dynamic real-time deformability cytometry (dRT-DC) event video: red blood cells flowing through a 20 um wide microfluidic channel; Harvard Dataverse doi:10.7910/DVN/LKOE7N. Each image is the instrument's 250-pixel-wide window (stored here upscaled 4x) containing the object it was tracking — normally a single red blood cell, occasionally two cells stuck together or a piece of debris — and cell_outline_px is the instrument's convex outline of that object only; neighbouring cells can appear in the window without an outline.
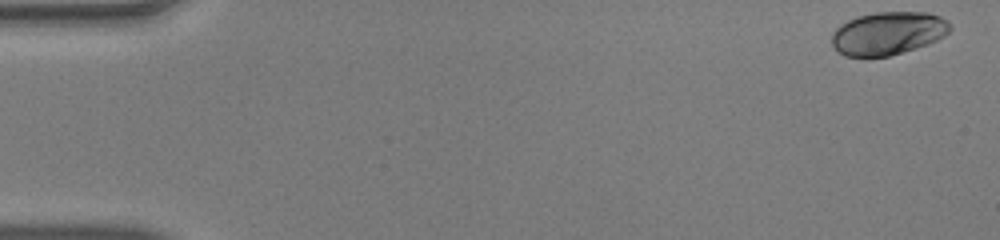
{"species": "human", "species_latin": "Homo sapiens", "temperature_condition": "warm", "stored_images_in_passage": 50, "camera_frame_rate_fps": 3000, "um_per_image_px": 0.085, "donor": {"sex": "male"}, "frame": {"image": 1, "passage_image": 1, "time_ms": 0.0, "image_size_px": [1000, 240], "cell_outline_px": [[952, 28], [944, 36], [928, 44], [916, 48], [888, 56], [844, 56], [832, 44], [832, 32], [840, 24], [856, 16], [876, 12], [928, 12], [940, 16], [948, 20], [952, 24]], "centroid_in_image_um": [75.51, 2.81], "position_along_channel_um": 9.5, "area_um2": 29.77}}
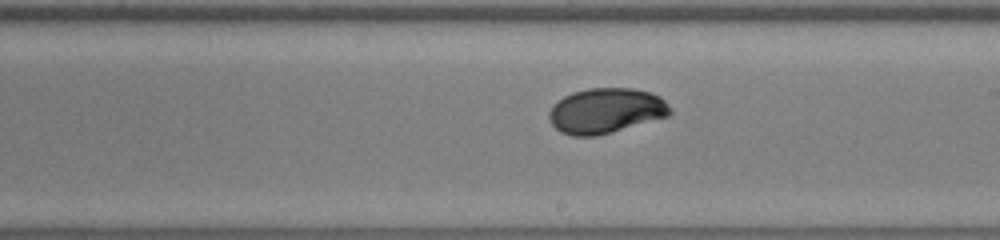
{"frame": {"image": 2, "passage_image": 29, "time_ms": 9.333, "image_size_px": [1000, 240], "cell_outline_px": [[672, 112], [668, 116], [612, 132], [596, 136], [572, 136], [560, 132], [552, 124], [548, 116], [548, 112], [552, 104], [564, 96], [572, 92], [588, 88], [632, 88], [648, 92], [660, 96], [672, 108]], "centroid_in_image_um": [51.48, 9.41], "position_along_channel_um": 237.5, "area_um2": 32.02}}
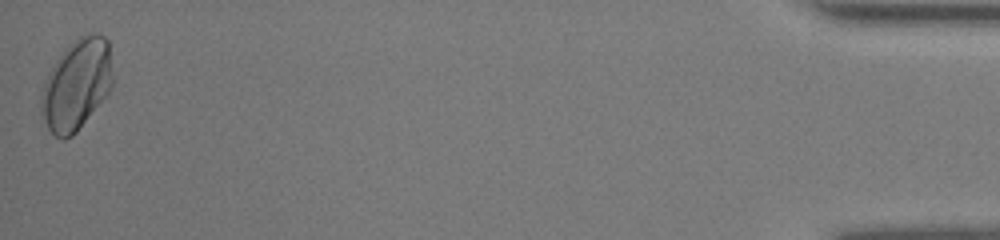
{"frame": {"image": 3, "passage_image": 50, "time_ms": 16.333, "image_size_px": [1000, 240], "cell_outline_px": [[112, 88], [76, 132], [72, 136], [64, 140], [60, 140], [48, 128], [40, 112], [40, 96], [44, 80], [48, 72], [64, 48], [72, 40], [88, 32], [96, 32], [104, 36], [108, 40], [112, 76]], "centroid_in_image_um": [6.48, 7.17], "position_along_channel_um": 428.7, "area_um2": 38.09}, "authors_computed_cell_mechanics": {"area_um2": 31.6744, "velocity_mm_per_s": 4.0789, "shape_relaxation_time_tau1_ms": 3.5574, "shape_relaxation_time_tau2_ms": null, "deformation_change_tau1": 0.1532, "deformation_change_tau2": null}}